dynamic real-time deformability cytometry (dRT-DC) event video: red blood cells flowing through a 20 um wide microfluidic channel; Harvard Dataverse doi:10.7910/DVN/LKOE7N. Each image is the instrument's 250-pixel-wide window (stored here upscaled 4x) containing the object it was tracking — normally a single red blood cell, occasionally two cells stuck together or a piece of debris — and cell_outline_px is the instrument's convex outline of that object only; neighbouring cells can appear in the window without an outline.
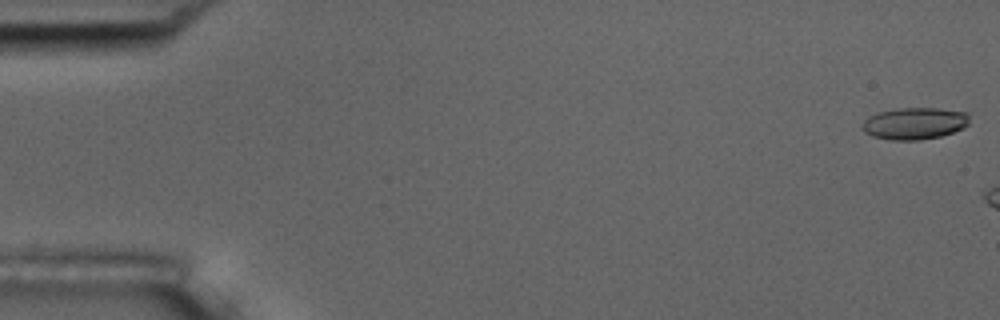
{"species": "common noctule bat (a hibernating species)", "species_latin": "Nyctalus noctula", "temperature_condition": "room temperature", "stored_images_in_passage": 7, "camera_frame_rate_fps": 3000, "um_per_image_px": 0.085, "animal": {"sex": "male", "body_mass_g": 17.5, "forearm_length_mm": 52.3}, "frame": {"image": 1, "passage_image": 1, "time_ms": 0.0, "image_size_px": [1000, 320], "cell_outline_px": [[968, 124], [964, 128], [940, 136], [920, 140], [892, 140], [872, 136], [864, 132], [860, 128], [860, 124], [868, 116], [876, 112], [900, 108], [936, 108], [968, 112]], "centroid_in_image_um": [77.69, 10.49], "position_along_channel_um": 7.3, "area_um2": 20.11}}